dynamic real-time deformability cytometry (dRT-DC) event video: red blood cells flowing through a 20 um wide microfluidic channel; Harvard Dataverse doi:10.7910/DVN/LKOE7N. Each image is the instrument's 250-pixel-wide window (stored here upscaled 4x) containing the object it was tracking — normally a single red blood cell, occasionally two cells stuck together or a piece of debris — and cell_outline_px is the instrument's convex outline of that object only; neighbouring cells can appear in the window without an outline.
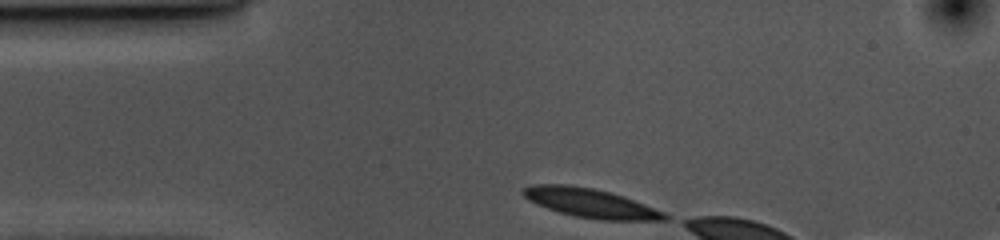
{"species": "common noctule bat (a hibernating species)", "species_latin": "Nyctalus noctula", "temperature_condition": "cold", "stored_images_in_passage": 5, "camera_frame_rate_fps": 3000, "um_per_image_px": 0.085, "animal": {"sex": "female", "body_mass_g": 10.0, "forearm_length_mm": 53.1}, "frame": {"image": 1, "passage_image": 1, "time_ms": 0.0, "image_size_px": [1000, 240], "cell_outline_px": [[668, 220], [600, 220], [576, 216], [560, 212], [536, 204], [528, 200], [520, 192], [524, 188], [532, 184], [568, 184], [592, 188], [624, 196], [664, 212], [668, 216]], "centroid_in_image_um": [50.16, 17.25], "position_along_channel_um": 34.8, "area_um2": 23.81}}